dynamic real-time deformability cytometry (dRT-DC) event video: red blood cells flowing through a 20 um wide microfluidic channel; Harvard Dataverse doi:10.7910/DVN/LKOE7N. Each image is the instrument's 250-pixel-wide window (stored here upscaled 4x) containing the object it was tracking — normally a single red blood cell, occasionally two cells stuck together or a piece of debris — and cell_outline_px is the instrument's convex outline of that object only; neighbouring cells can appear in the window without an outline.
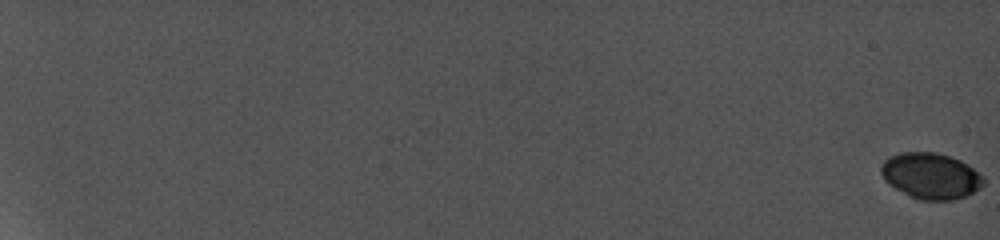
{"species": "common noctule bat (a hibernating species)", "species_latin": "Nyctalus noctula", "temperature_condition": "cold", "stored_images_in_passage": 11, "camera_frame_rate_fps": 5000, "um_per_image_px": 0.085, "animal": {"sex": "female", "body_mass_g": 19.0, "forearm_length_mm": 56.7}, "frame": {"image": 1, "passage_image": 1, "time_ms": 0.0, "image_size_px": [1000, 240], "cell_outline_px": [[984, 184], [972, 192], [964, 196], [948, 200], [924, 200], [912, 196], [896, 188], [884, 176], [880, 168], [892, 156], [904, 152], [932, 152], [948, 156], [960, 160], [972, 168], [984, 180]], "centroid_in_image_um": [79.15, 14.94], "position_along_channel_um": 5.9, "area_um2": 26.24}}
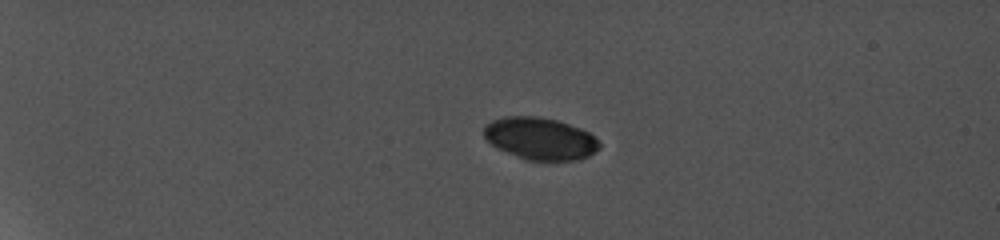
{"frame": {"image": 2, "passage_image": 7, "time_ms": 6.0, "image_size_px": [1000, 240], "cell_outline_px": [[600, 144], [592, 152], [584, 156], [572, 160], [528, 160], [500, 148], [492, 144], [484, 136], [484, 128], [492, 120], [508, 116], [536, 116], [556, 120], [580, 128], [588, 132]], "centroid_in_image_um": [45.88, 11.75], "position_along_channel_um": 39.1, "area_um2": 27.4}}